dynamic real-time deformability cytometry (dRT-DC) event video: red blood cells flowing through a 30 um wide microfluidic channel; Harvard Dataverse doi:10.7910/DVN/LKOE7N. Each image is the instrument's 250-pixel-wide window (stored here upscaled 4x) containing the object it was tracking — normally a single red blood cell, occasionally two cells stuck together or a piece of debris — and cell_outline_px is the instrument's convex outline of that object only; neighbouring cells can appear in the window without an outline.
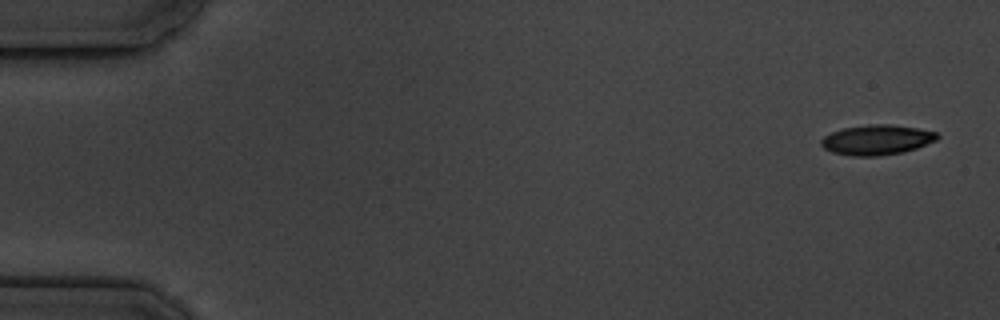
{"species": "common noctule bat (a hibernating species)", "species_latin": "Nyctalus noctula", "temperature_condition": "cold", "stored_images_in_passage": 6, "camera_frame_rate_fps": 3000, "um_per_image_px": 0.085, "animal": {"sex": "male", "body_mass_g": 19.5, "forearm_length_mm": 54.6}, "frame": {"image": 1, "passage_image": 1, "time_ms": 0.0, "image_size_px": [1000, 320], "cell_outline_px": [[940, 136], [936, 140], [916, 148], [904, 152], [876, 156], [852, 156], [832, 152], [824, 148], [820, 144], [820, 140], [824, 136], [832, 132], [844, 128], [868, 124], [888, 124], [916, 128], [936, 132]], "centroid_in_image_um": [74.51, 11.89], "position_along_channel_um": 10.5, "area_um2": 20.23}}
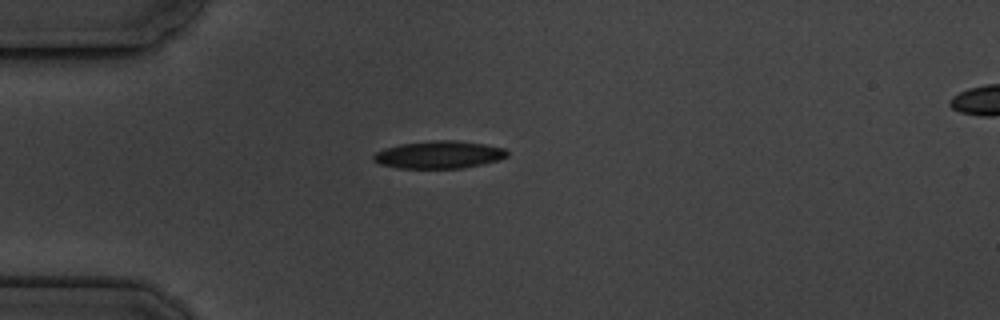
{"frame": {"image": 2, "passage_image": 4, "time_ms": 4.333, "image_size_px": [1000, 320], "cell_outline_px": [[508, 156], [496, 160], [464, 168], [396, 168], [380, 164], [372, 160], [372, 156], [376, 152], [384, 148], [400, 144], [436, 140], [456, 140], [484, 144], [504, 148], [508, 152]], "centroid_in_image_um": [37.27, 13.15], "position_along_channel_um": 47.7, "area_um2": 21.39}}